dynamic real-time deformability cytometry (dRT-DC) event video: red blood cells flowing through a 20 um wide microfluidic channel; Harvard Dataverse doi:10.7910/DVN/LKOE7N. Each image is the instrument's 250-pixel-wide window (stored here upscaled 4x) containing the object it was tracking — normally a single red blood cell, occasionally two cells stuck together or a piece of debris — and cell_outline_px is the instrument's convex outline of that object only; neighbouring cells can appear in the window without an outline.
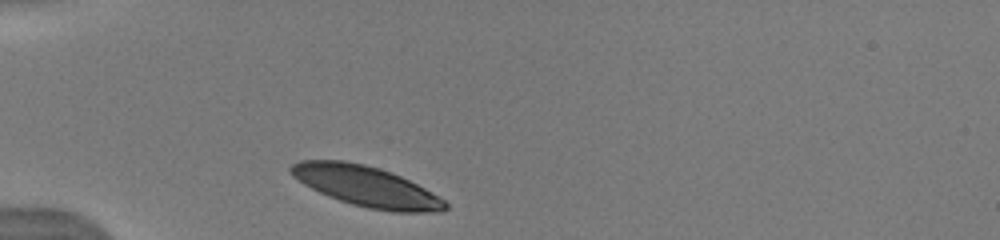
{"species": "human", "species_latin": "Homo sapiens", "temperature_condition": "warm", "stored_images_in_passage": 3, "camera_frame_rate_fps": 3000, "um_per_image_px": 0.085, "donor": {"sex": "male"}, "frame": {"image": 1, "passage_image": 1, "time_ms": 0.0, "image_size_px": [1000, 240], "cell_outline_px": [[448, 208], [440, 212], [392, 212], [368, 208], [352, 204], [328, 196], [304, 184], [292, 176], [288, 172], [288, 168], [292, 164], [300, 160], [344, 160], [364, 164], [380, 168], [400, 176], [424, 188], [444, 200], [448, 204]], "centroid_in_image_um": [31.11, 15.83], "position_along_channel_um": 53.9, "area_um2": 36.24}}